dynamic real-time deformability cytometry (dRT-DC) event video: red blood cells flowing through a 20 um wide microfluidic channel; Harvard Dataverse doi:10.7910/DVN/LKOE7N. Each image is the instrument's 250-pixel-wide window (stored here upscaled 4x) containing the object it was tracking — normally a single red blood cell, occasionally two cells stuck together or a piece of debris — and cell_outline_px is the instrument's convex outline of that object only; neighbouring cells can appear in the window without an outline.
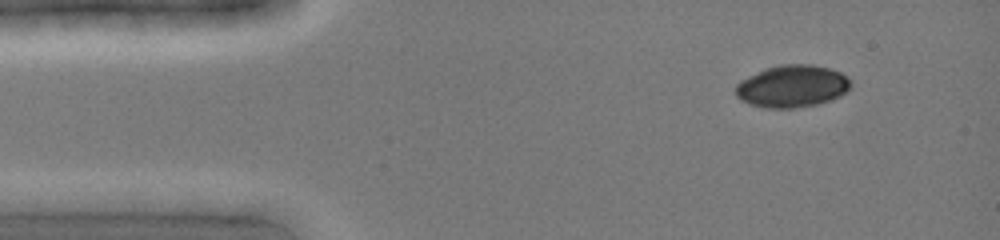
{"species": "common noctule bat (a hibernating species)", "species_latin": "Nyctalus noctula", "temperature_condition": "cold", "stored_images_in_passage": 4, "camera_frame_rate_fps": 3000, "um_per_image_px": 0.085, "animal": {"sex": "female", "body_mass_g": 19.0, "forearm_length_mm": 51.5}, "frame": {"image": 1, "passage_image": 2, "time_ms": 0.333, "image_size_px": [1000, 240], "cell_outline_px": [[852, 84], [848, 92], [840, 96], [816, 104], [792, 108], [764, 108], [748, 104], [740, 100], [736, 96], [736, 84], [740, 80], [764, 68], [780, 64], [812, 64], [828, 68], [840, 72], [852, 80]], "centroid_in_image_um": [67.33, 7.32], "position_along_channel_um": 17.7, "area_um2": 28.61}}